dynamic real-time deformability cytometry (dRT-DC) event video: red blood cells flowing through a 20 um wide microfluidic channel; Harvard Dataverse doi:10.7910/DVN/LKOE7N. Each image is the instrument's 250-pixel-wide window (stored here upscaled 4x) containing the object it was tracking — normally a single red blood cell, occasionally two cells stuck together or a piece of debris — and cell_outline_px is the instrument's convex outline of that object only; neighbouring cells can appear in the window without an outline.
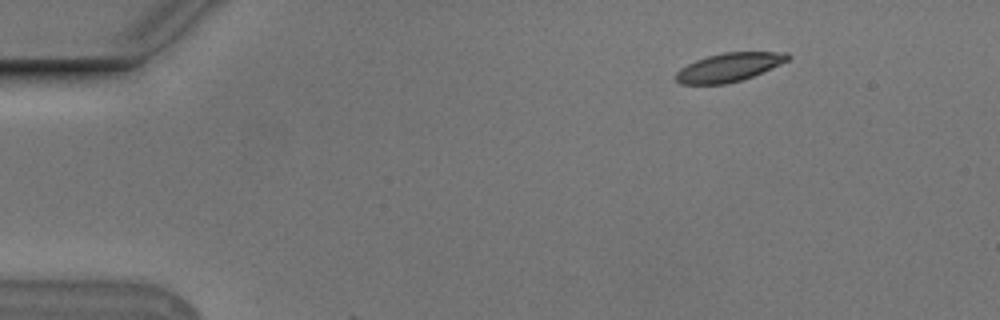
{"species": "Egyptian fruit bat (a non-hibernating species)", "species_latin": "Rousettus aegyptiacus", "temperature_condition": "cold", "stored_images_in_passage": 3, "camera_frame_rate_fps": 3000, "um_per_image_px": 0.085, "animal": {"sex": "male"}, "frame": {"image": 1, "passage_image": 1, "time_ms": 0.0, "image_size_px": [1000, 320], "cell_outline_px": [[792, 56], [788, 60], [780, 64], [752, 76], [740, 80], [724, 84], [680, 84], [676, 80], [676, 72], [680, 68], [696, 60], [708, 56], [724, 52], [788, 52]], "centroid_in_image_um": [61.96, 5.71], "position_along_channel_um": 23.0, "area_um2": 18.44}}